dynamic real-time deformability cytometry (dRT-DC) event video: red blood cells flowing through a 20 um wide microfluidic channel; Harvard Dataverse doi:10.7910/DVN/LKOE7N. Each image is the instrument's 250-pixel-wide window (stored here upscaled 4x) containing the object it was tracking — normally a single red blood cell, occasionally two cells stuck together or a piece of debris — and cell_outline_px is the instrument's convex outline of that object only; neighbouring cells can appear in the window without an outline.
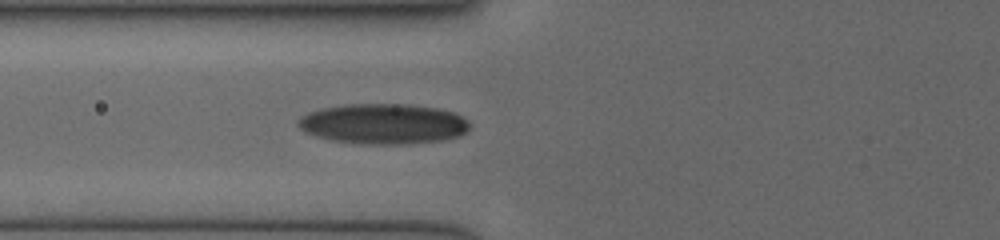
{"species": "human", "species_latin": "Homo sapiens", "temperature_condition": "cold", "stored_images_in_passage": 6, "camera_frame_rate_fps": 3000, "um_per_image_px": 0.085, "donor": {"sex": "female"}, "frame": {"image": 1, "passage_image": 6, "time_ms": 3.667, "image_size_px": [1000, 240], "cell_outline_px": [[472, 124], [460, 136], [444, 140], [404, 144], [372, 144], [332, 140], [304, 132], [296, 124], [296, 120], [300, 116], [308, 112], [324, 108], [344, 104], [408, 104], [436, 108], [452, 112], [468, 120]], "centroid_in_image_um": [32.57, 10.52], "position_along_channel_um": 93.2, "area_um2": 40.29}}